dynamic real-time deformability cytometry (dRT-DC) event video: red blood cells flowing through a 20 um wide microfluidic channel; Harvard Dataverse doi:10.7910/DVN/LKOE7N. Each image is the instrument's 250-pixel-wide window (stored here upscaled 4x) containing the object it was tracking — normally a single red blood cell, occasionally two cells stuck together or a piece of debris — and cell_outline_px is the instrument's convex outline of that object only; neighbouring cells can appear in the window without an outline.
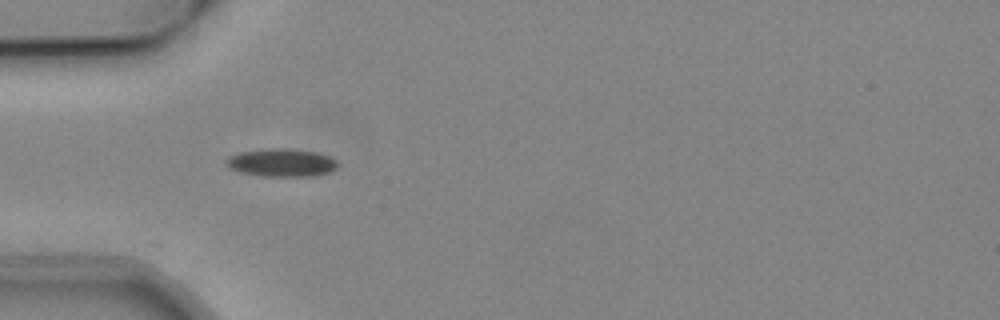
{"species": "common noctule bat (a hibernating species)", "species_latin": "Nyctalus noctula", "temperature_condition": "cold", "stored_images_in_passage": 38, "camera_frame_rate_fps": 3000, "um_per_image_px": 0.085, "animal": {"sex": "male", "body_mass_g": 19.2, "forearm_length_mm": 51.8}, "frame": {"image": 1, "passage_image": 1, "time_ms": 0.0, "image_size_px": [1000, 320], "cell_outline_px": [[336, 168], [328, 172], [312, 176], [264, 176], [240, 172], [224, 164], [224, 160], [228, 156], [240, 152], [268, 148], [288, 148], [316, 152], [328, 156], [336, 160]], "centroid_in_image_um": [23.88, 13.81], "position_along_channel_um": 61.1, "area_um2": 18.09}}
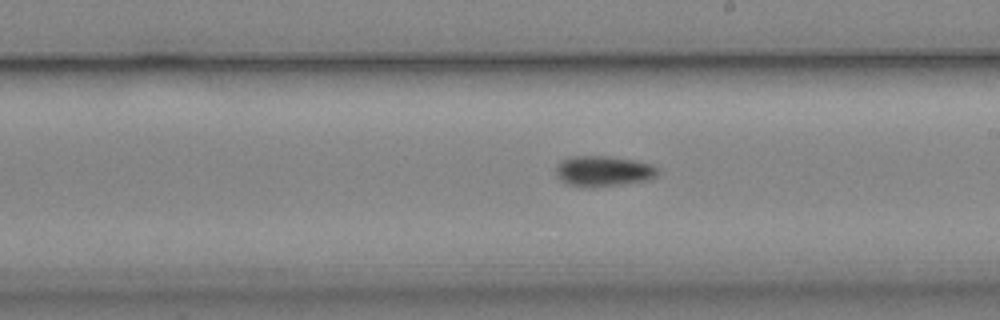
{"frame": {"image": 2, "passage_image": 15, "time_ms": 4.667, "image_size_px": [1000, 320], "cell_outline_px": [[660, 168], [656, 176], [648, 180], [592, 188], [588, 188], [568, 184], [560, 180], [556, 172], [556, 164], [560, 160], [572, 156], [608, 156], [636, 160], [652, 164]], "centroid_in_image_um": [51.28, 14.54], "position_along_channel_um": 237.7, "area_um2": 18.38}}
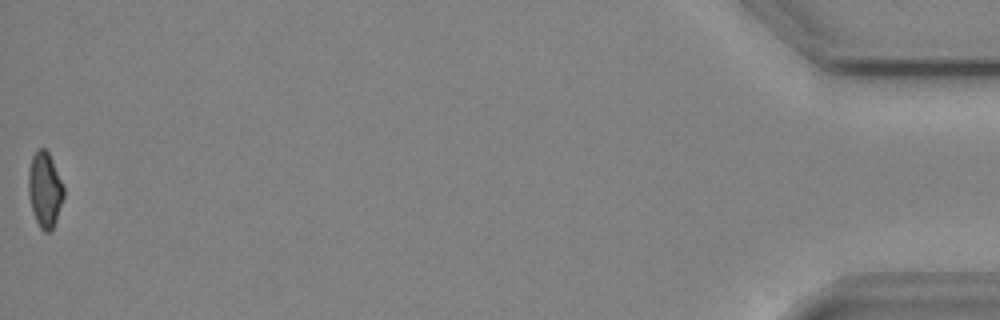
{"frame": {"image": 3, "passage_image": 38, "time_ms": 12.333, "image_size_px": [1000, 320], "cell_outline_px": [[64, 196], [56, 220], [52, 228], [48, 232], [44, 232], [40, 228], [32, 212], [28, 196], [28, 172], [32, 156], [40, 148], [44, 148], [48, 152], [52, 160], [64, 188]], "centroid_in_image_um": [3.79, 16.14], "position_along_channel_um": 431.4, "area_um2": 15.37}, "authors_computed_cell_mechanics": {"area_um2": 16.9643, "velocity_mm_per_s": 3.839, "shape_relaxation_time_tau1_ms": 3.7193, "shape_relaxation_time_tau2_ms": null, "deformation_change_tau1": 0.0939, "deformation_change_tau2": null}}